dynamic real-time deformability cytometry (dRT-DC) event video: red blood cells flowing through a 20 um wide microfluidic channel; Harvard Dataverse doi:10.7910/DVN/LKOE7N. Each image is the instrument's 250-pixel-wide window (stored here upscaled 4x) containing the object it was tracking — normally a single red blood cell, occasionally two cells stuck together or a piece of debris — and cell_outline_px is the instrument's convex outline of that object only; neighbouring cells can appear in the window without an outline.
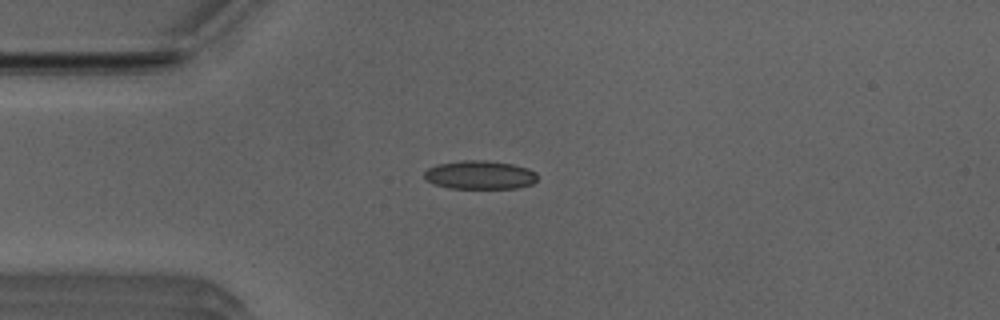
{"species": "Egyptian fruit bat (a non-hibernating species)", "species_latin": "Rousettus aegyptiacus", "temperature_condition": "room temperature", "stored_images_in_passage": 46, "camera_frame_rate_fps": 3000, "um_per_image_px": 0.085, "animal": {"sex": "male"}, "frame": {"image": 1, "passage_image": 12, "time_ms": 3.667, "image_size_px": [1000, 320], "cell_outline_px": [[536, 180], [532, 184], [516, 188], [448, 188], [436, 184], [428, 180], [424, 176], [424, 172], [428, 168], [436, 164], [460, 160], [488, 160], [512, 164], [528, 168], [536, 172]], "centroid_in_image_um": [40.79, 14.86], "position_along_channel_um": 44.2, "area_um2": 18.84}}
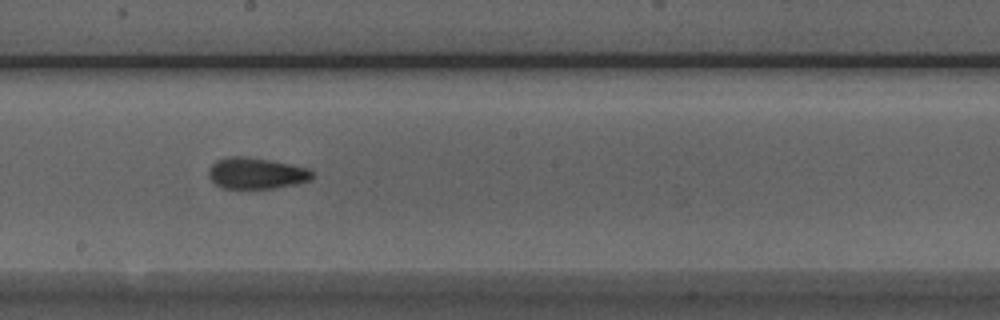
{"frame": {"image": 2, "passage_image": 27, "time_ms": 8.667, "image_size_px": [1000, 320], "cell_outline_px": [[312, 180], [296, 184], [276, 188], [220, 188], [208, 176], [208, 168], [216, 160], [228, 156], [244, 156], [272, 160], [308, 168], [312, 172]], "centroid_in_image_um": [21.76, 14.72], "position_along_channel_um": 226.4, "area_um2": 19.02}}
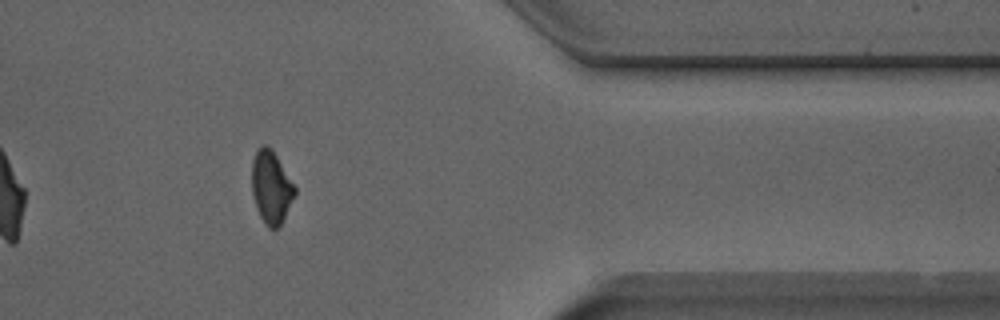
{"frame": {"image": 3, "passage_image": 41, "time_ms": 13.333, "image_size_px": [1000, 320], "cell_outline_px": [[296, 192], [280, 224], [276, 228], [268, 228], [264, 224], [256, 208], [252, 192], [252, 160], [256, 148], [264, 144], [268, 144], [272, 148], [296, 188]], "centroid_in_image_um": [23.02, 15.86], "position_along_channel_um": 388.4, "area_um2": 18.15}}